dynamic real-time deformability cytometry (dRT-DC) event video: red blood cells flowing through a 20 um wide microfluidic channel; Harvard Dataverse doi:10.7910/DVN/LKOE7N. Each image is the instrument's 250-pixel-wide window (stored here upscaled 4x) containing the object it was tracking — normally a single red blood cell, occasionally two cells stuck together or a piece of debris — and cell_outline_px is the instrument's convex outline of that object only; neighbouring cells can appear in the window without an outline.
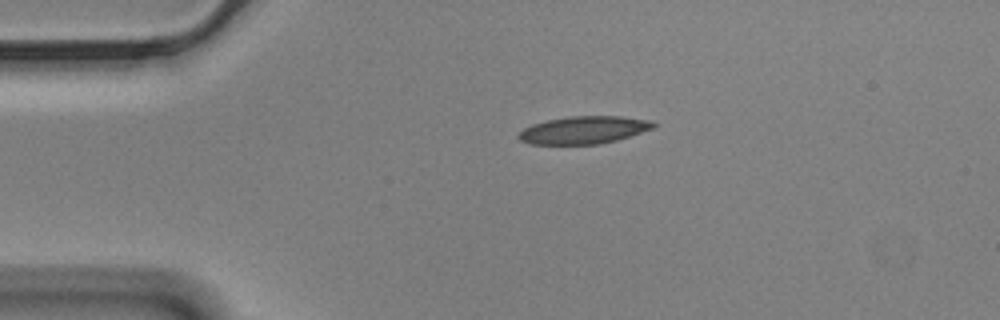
{"species": "Egyptian fruit bat (a non-hibernating species)", "species_latin": "Rousettus aegyptiacus", "temperature_condition": "cold", "stored_images_in_passage": 38, "camera_frame_rate_fps": 3000, "um_per_image_px": 0.085, "animal": {"sex": "male"}, "frame": {"image": 1, "passage_image": 1, "time_ms": 0.0, "image_size_px": [1000, 320], "cell_outline_px": [[656, 128], [616, 140], [600, 144], [532, 144], [520, 140], [516, 136], [524, 128], [532, 124], [548, 120], [568, 116], [620, 116], [652, 120], [656, 124]], "centroid_in_image_um": [49.65, 11.04], "position_along_channel_um": 35.3, "area_um2": 21.73}}
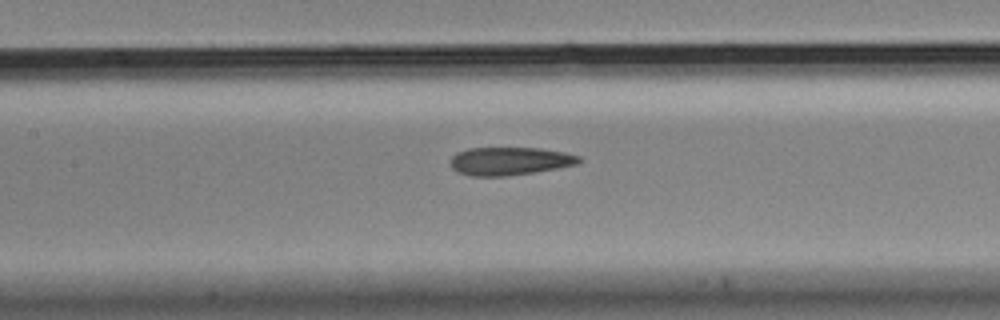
{"frame": {"image": 2, "passage_image": 15, "time_ms": 4.667, "image_size_px": [1000, 320], "cell_outline_px": [[584, 160], [576, 164], [556, 168], [508, 176], [472, 176], [456, 172], [452, 168], [452, 156], [456, 152], [468, 148], [540, 148], [564, 152], [580, 156]], "centroid_in_image_um": [43.32, 13.69], "position_along_channel_um": 164.1, "area_um2": 20.98}}
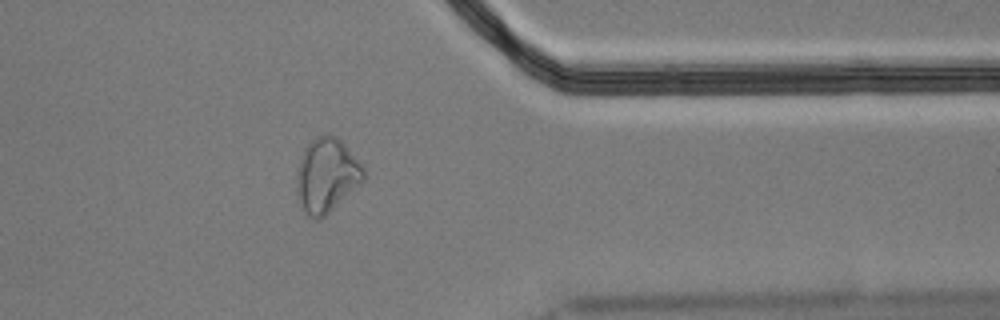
{"frame": {"image": 3, "passage_image": 35, "time_ms": 11.333, "image_size_px": [1000, 320], "cell_outline_px": [[368, 176], [364, 180], [320, 220], [312, 220], [304, 212], [296, 188], [296, 172], [300, 156], [304, 148], [316, 136], [336, 136], [344, 144], [364, 168]], "centroid_in_image_um": [27.75, 14.92], "position_along_channel_um": 383.7, "area_um2": 28.78}, "authors_computed_cell_mechanics": {"area_um2": 21.8773, "velocity_mm_per_s": 3.4769, "shape_relaxation_time_tau1_ms": 10.3845, "shape_relaxation_time_tau2_ms": 2.549, "deformation_change_tau1": 0.2415, "deformation_change_tau2": 0.1154}}